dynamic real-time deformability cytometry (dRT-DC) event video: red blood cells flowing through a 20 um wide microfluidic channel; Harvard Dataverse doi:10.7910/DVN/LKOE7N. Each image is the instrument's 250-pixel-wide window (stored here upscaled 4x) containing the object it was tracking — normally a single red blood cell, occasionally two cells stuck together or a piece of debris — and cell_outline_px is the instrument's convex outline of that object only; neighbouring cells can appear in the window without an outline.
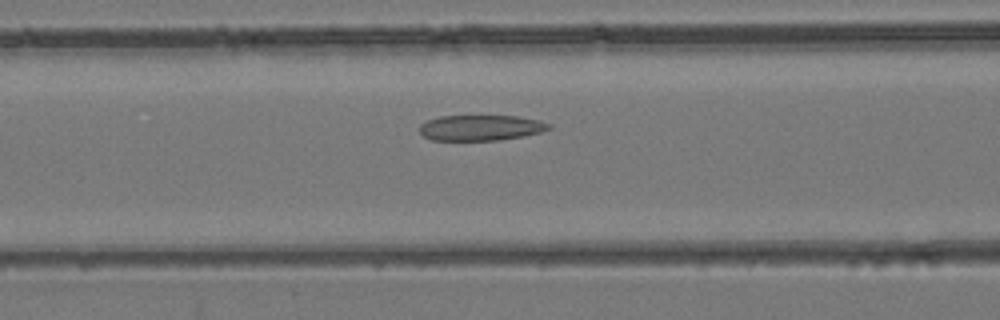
{"species": "common noctule bat (a hibernating species)", "species_latin": "Nyctalus noctula", "temperature_condition": "room temperature", "stored_images_in_passage": 38, "camera_frame_rate_fps": 3000, "um_per_image_px": 0.085, "animal": {"sex": "female", "body_mass_g": 24.6, "forearm_length_mm": 56.2}, "frame": {"image": 1, "passage_image": 14, "time_ms": 4.333, "image_size_px": [1000, 320], "cell_outline_px": [[552, 128], [540, 132], [500, 140], [432, 140], [424, 136], [420, 132], [420, 124], [428, 120], [440, 116], [516, 116], [540, 120], [552, 124]], "centroid_in_image_um": [40.88, 10.85], "position_along_channel_um": 125.7, "area_um2": 19.19}}
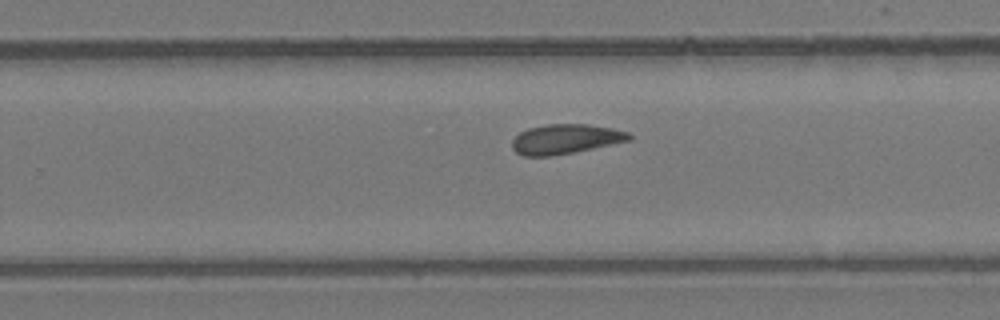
{"frame": {"image": 2, "passage_image": 24, "time_ms": 7.667, "image_size_px": [1000, 320], "cell_outline_px": [[632, 140], [552, 156], [524, 156], [516, 152], [512, 148], [512, 140], [520, 132], [528, 128], [548, 124], [588, 124], [612, 128], [628, 132], [632, 136]], "centroid_in_image_um": [48.06, 11.81], "position_along_channel_um": 281.7, "area_um2": 20.17}}
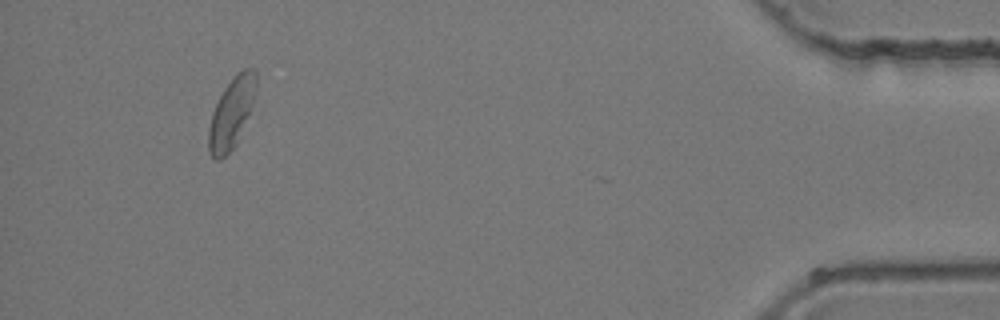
{"frame": {"image": 3, "passage_image": 37, "time_ms": 12.0, "image_size_px": [1000, 320], "cell_outline_px": [[256, 88], [252, 108], [236, 144], [220, 160], [216, 160], [208, 152], [208, 128], [212, 112], [224, 88], [232, 76], [236, 72], [244, 68], [252, 68], [256, 72]], "centroid_in_image_um": [19.67, 9.58], "position_along_channel_um": 415.5, "area_um2": 19.59}}